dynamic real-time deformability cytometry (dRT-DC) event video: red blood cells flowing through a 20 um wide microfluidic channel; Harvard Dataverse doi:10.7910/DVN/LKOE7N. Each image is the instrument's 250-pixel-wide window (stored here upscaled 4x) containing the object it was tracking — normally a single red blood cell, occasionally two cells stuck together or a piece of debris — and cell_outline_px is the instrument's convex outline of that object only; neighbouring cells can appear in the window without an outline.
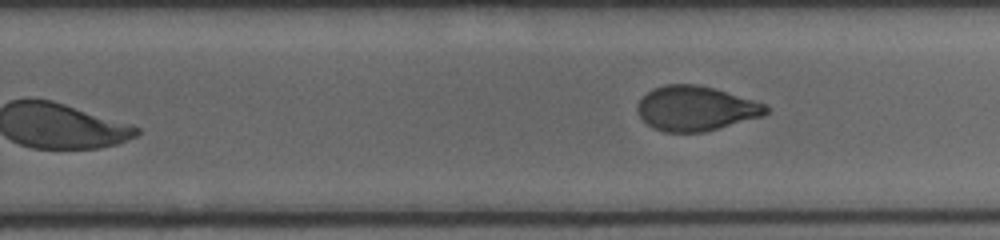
{"species": "human", "species_latin": "Homo sapiens", "temperature_condition": "cold", "stored_images_in_passage": 21, "segment_of_instrument_passage": [2, 2], "camera_frame_rate_fps": 3000, "um_per_image_px": 0.085, "donor": {"sex": "female"}, "frame": {"image": 1, "passage_image": 21, "time_ms": 12.333, "image_size_px": [1000, 240], "cell_outline_px": [[768, 112], [764, 116], [704, 132], [664, 132], [652, 128], [640, 116], [636, 108], [636, 104], [652, 88], [664, 84], [696, 84], [716, 88], [764, 104], [768, 108]], "centroid_in_image_um": [59.12, 9.21], "position_along_channel_um": 270.7, "area_um2": 33.52}}